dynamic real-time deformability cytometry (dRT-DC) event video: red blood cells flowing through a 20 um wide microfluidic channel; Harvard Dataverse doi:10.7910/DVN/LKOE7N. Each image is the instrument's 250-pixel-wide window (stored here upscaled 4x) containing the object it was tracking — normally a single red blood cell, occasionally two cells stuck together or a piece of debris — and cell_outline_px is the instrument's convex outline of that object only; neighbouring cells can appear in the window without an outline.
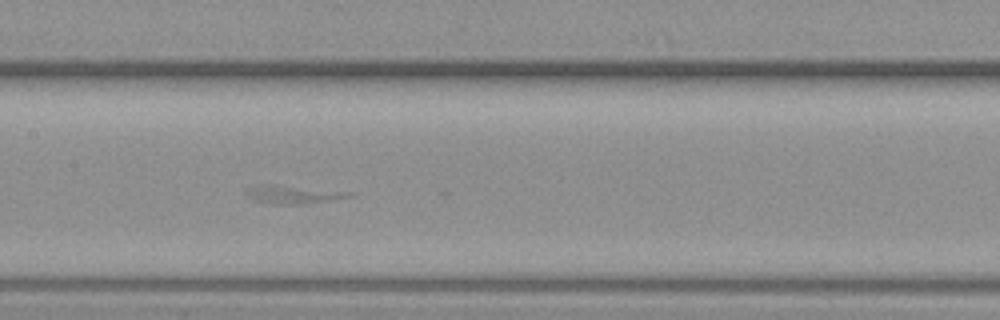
{"species": "common noctule bat (a hibernating species)", "species_latin": "Nyctalus noctula", "temperature_condition": "warm", "stored_images_in_passage": 34, "camera_frame_rate_fps": 3000, "um_per_image_px": 0.085, "animal": {"sex": "female", "body_mass_g": 19.3, "forearm_length_mm": 54.1}, "frame": {"image": 1, "passage_image": 10, "time_ms": 3.0, "image_size_px": [1000, 320], "cell_outline_px": [[360, 192], [352, 196], [304, 204], [272, 204], [252, 200], [244, 192], [244, 188], [268, 184]], "centroid_in_image_um": [24.93, 16.52], "position_along_channel_um": 182.5, "area_um2": 11.04}}
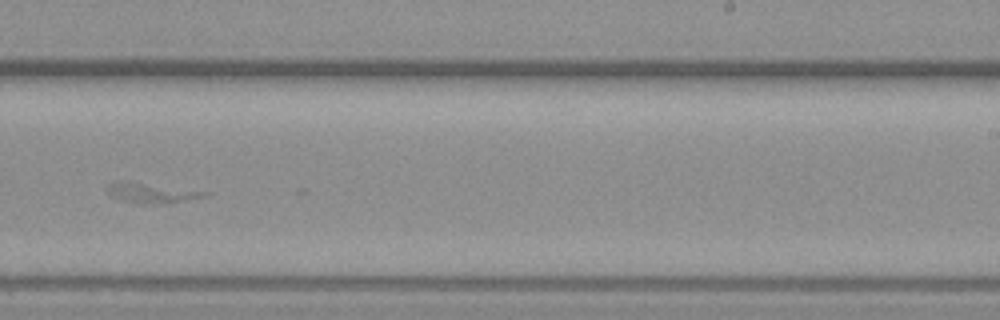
{"frame": {"image": 2, "passage_image": 17, "time_ms": 5.333, "image_size_px": [1000, 320], "cell_outline_px": [[212, 192], [208, 196], [164, 204], [140, 204], [120, 200], [112, 196], [108, 192], [116, 184], [140, 184]], "centroid_in_image_um": [13.07, 16.49], "position_along_channel_um": 275.9, "area_um2": 10.23}}
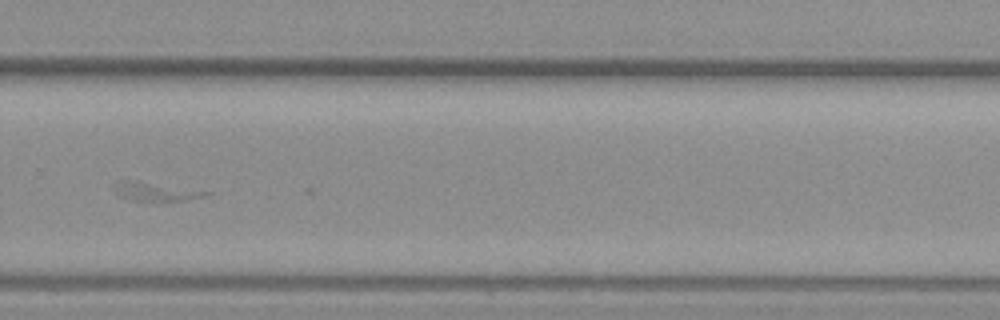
{"frame": {"image": 3, "passage_image": 20, "time_ms": 6.333, "image_size_px": [1000, 320], "cell_outline_px": [[216, 192], [208, 196], [188, 200], [160, 204], [156, 204], [128, 200], [120, 196], [112, 188], [124, 180], [140, 180]], "centroid_in_image_um": [13.35, 16.34], "position_along_channel_um": 316.5, "area_um2": 11.1}}